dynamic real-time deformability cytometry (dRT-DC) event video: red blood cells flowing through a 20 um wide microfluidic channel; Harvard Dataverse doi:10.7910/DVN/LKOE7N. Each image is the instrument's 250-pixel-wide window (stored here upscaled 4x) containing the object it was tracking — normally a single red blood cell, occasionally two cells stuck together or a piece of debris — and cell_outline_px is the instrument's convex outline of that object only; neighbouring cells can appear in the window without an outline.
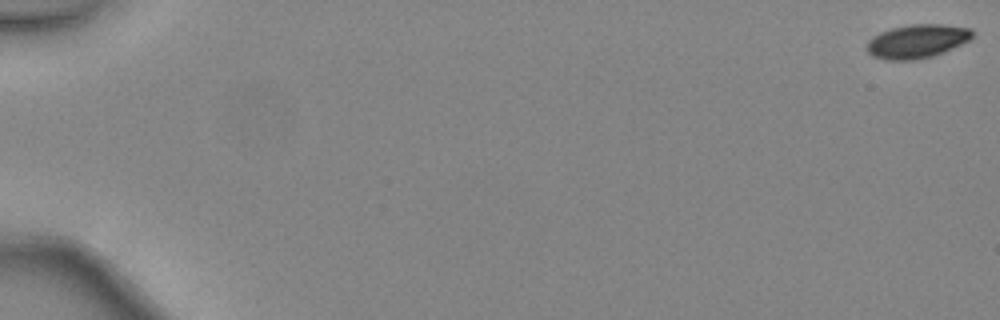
{"species": "common noctule bat (a hibernating species)", "species_latin": "Nyctalus noctula", "temperature_condition": "warm", "stored_images_in_passage": 13, "camera_frame_rate_fps": 3000, "um_per_image_px": 0.085, "animal": {"sex": "female", "body_mass_g": 24.6, "forearm_length_mm": 56.2}, "frame": {"image": 1, "passage_image": 1, "time_ms": 0.0, "image_size_px": [1000, 320], "cell_outline_px": [[972, 36], [968, 40], [944, 52], [932, 56], [916, 60], [888, 60], [872, 56], [864, 48], [868, 40], [872, 36], [880, 32], [892, 28], [912, 24], [940, 24], [972, 28]], "centroid_in_image_um": [77.9, 3.51], "position_along_channel_um": 7.1, "area_um2": 20.75}}